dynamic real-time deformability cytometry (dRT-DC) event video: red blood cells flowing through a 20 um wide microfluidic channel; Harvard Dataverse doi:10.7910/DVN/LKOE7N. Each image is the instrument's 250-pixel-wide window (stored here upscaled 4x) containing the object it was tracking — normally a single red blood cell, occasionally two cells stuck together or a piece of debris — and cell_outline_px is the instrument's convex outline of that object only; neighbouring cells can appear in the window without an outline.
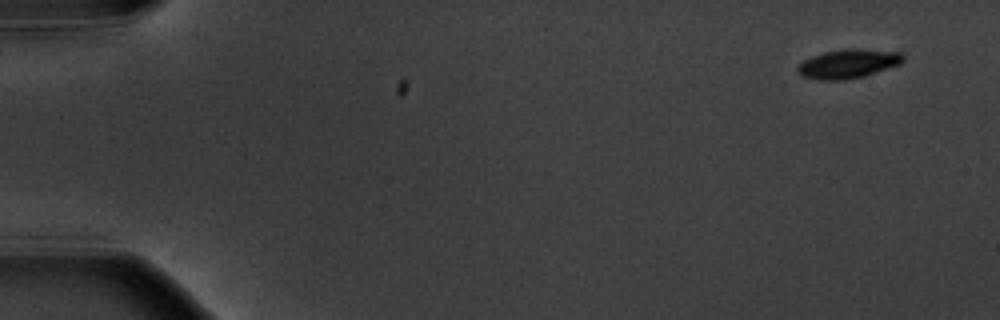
{"species": "common noctule bat (a hibernating species)", "species_latin": "Nyctalus noctula", "temperature_condition": "warm", "stored_images_in_passage": 5, "camera_frame_rate_fps": 3000, "um_per_image_px": 0.085, "animal": {"sex": "male", "body_mass_g": 20.1, "forearm_length_mm": 53.5}, "frame": {"image": 1, "passage_image": 1, "time_ms": 0.0, "image_size_px": [1000, 320], "cell_outline_px": [[904, 60], [900, 64], [864, 76], [844, 80], [820, 80], [800, 76], [796, 68], [804, 60], [812, 56], [824, 52], [848, 48], [852, 48], [900, 52], [904, 56]], "centroid_in_image_um": [72.08, 5.42], "position_along_channel_um": 12.9, "area_um2": 17.8}}
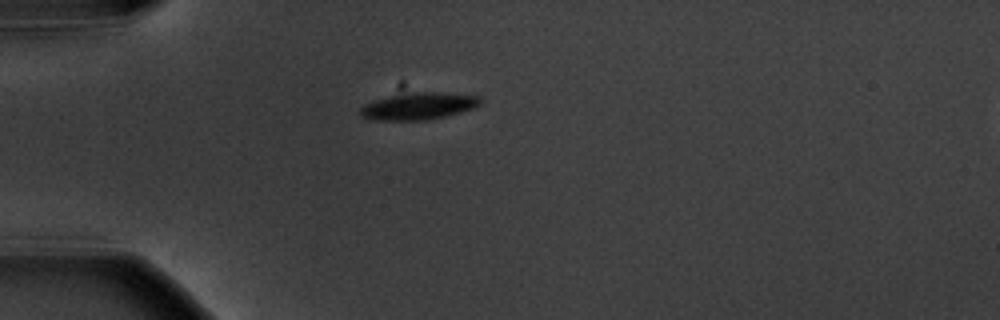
{"frame": {"image": 2, "passage_image": 5, "time_ms": 4.333, "image_size_px": [1000, 320], "cell_outline_px": [[484, 100], [480, 104], [472, 108], [460, 112], [444, 116], [424, 120], [372, 120], [360, 116], [360, 108], [364, 104], [388, 96], [412, 92], [440, 92], [480, 96]], "centroid_in_image_um": [35.57, 9.01], "position_along_channel_um": 49.4, "area_um2": 18.84}}